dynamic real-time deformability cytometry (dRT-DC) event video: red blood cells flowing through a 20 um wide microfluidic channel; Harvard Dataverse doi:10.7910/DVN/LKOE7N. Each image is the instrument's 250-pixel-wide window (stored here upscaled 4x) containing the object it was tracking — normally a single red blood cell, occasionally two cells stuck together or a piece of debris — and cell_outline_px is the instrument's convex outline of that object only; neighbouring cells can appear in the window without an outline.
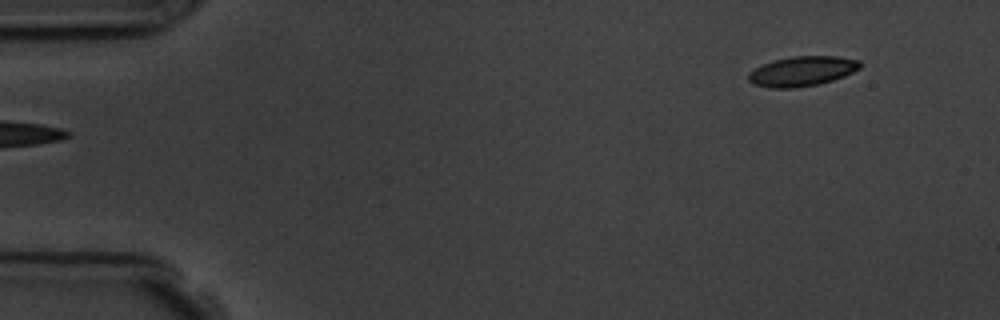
{"species": "common noctule bat (a hibernating species)", "species_latin": "Nyctalus noctula", "temperature_condition": "room temperature", "stored_images_in_passage": 6, "segment_of_instrument_passage": [2, 2], "camera_frame_rate_fps": 3000, "um_per_image_px": 0.085, "animal": {"sex": "male", "body_mass_g": 19.5, "forearm_length_mm": 54.6}, "frame": {"image": 1, "passage_image": 6, "time_ms": 6.0, "image_size_px": [1000, 320], "cell_outline_px": [[860, 68], [844, 76], [832, 80], [816, 84], [796, 88], [768, 88], [752, 84], [748, 80], [748, 72], [772, 60], [792, 56], [836, 56], [860, 60]], "centroid_in_image_um": [68.15, 6.05], "position_along_channel_um": 16.9, "area_um2": 19.42}}